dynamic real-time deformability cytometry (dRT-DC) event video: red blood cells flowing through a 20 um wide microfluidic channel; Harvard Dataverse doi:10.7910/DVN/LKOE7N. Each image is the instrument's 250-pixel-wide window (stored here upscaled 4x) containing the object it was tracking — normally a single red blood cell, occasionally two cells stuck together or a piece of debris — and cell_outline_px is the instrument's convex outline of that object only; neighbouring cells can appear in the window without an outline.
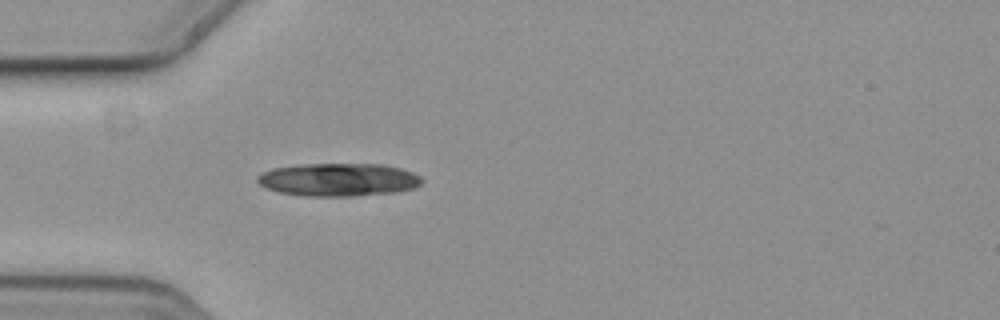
{"species": "common noctule bat (a hibernating species)", "species_latin": "Nyctalus noctula", "temperature_condition": "cold", "stored_images_in_passage": 4, "camera_frame_rate_fps": 3000, "um_per_image_px": 0.085, "animal": {"sex": "female", "body_mass_g": 19.3, "forearm_length_mm": 54.1}, "frame": {"image": 1, "passage_image": 4, "time_ms": 1.0, "image_size_px": [1000, 320], "cell_outline_px": [[424, 180], [420, 184], [412, 188], [396, 192], [352, 196], [304, 196], [280, 192], [268, 188], [260, 184], [256, 180], [256, 176], [272, 168], [296, 164], [380, 164], [400, 168], [412, 172], [420, 176]], "centroid_in_image_um": [28.76, 15.26], "position_along_channel_um": 56.2, "area_um2": 31.62}}